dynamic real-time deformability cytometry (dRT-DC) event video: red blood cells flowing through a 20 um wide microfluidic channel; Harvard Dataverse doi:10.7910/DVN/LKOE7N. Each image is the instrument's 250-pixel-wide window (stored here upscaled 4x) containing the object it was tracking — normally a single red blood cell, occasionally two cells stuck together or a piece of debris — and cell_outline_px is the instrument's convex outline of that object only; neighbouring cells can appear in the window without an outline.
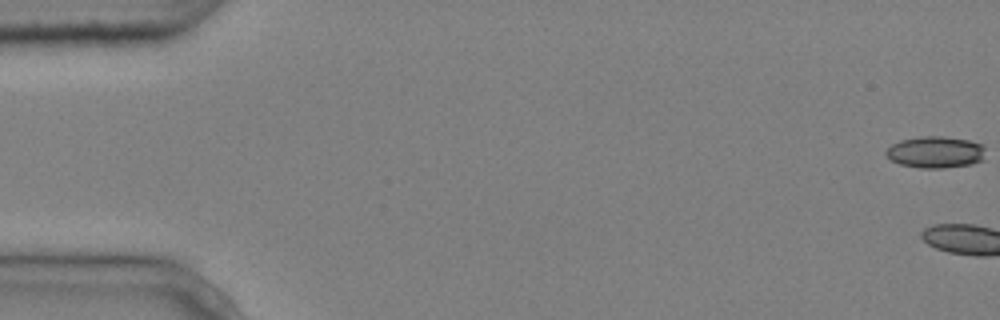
{"species": "common noctule bat (a hibernating species)", "species_latin": "Nyctalus noctula", "temperature_condition": "cold", "stored_images_in_passage": 7, "camera_frame_rate_fps": 3000, "um_per_image_px": 0.085, "animal": {"sex": "male", "body_mass_g": 20.4}, "frame": {"image": 1, "passage_image": 1, "time_ms": 0.0, "image_size_px": [1000, 320], "cell_outline_px": [[984, 160], [972, 164], [944, 168], [920, 168], [900, 164], [892, 160], [884, 152], [892, 144], [900, 140], [920, 136], [944, 136], [968, 140], [984, 144]], "centroid_in_image_um": [79.54, 12.93], "position_along_channel_um": 5.5, "area_um2": 18.5}}